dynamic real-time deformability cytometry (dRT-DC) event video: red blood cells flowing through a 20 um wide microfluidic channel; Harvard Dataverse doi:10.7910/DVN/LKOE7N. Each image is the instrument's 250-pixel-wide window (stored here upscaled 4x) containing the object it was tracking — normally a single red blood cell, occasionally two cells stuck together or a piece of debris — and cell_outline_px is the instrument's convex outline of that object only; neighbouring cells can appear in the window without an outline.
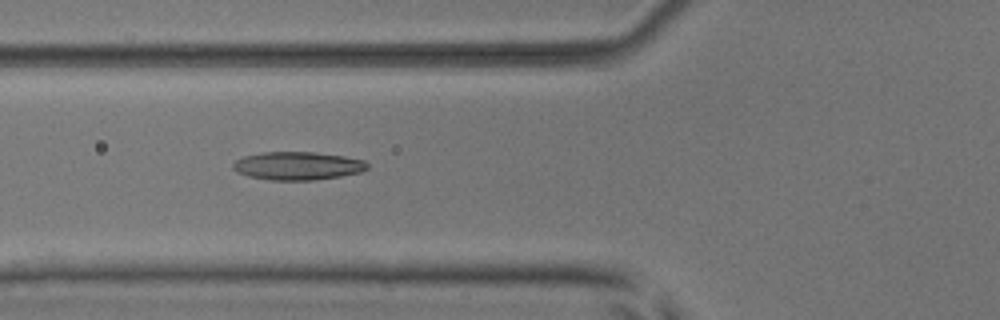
{"species": "common noctule bat (a hibernating species)", "species_latin": "Nyctalus noctula", "temperature_condition": "room temperature", "stored_images_in_passage": 7, "camera_frame_rate_fps": 3000, "um_per_image_px": 0.085, "animal": {"sex": "male", "body_mass_g": 17.9, "forearm_length_mm": 54.2}, "frame": {"image": 1, "passage_image": 5, "time_ms": 4.667, "image_size_px": [1000, 320], "cell_outline_px": [[368, 168], [360, 172], [340, 176], [312, 180], [272, 180], [248, 176], [236, 172], [232, 168], [232, 164], [236, 160], [244, 156], [260, 152], [312, 152], [344, 156], [364, 160], [368, 164]], "centroid_in_image_um": [25.27, 14.09], "position_along_channel_um": 100.5, "area_um2": 22.02}}
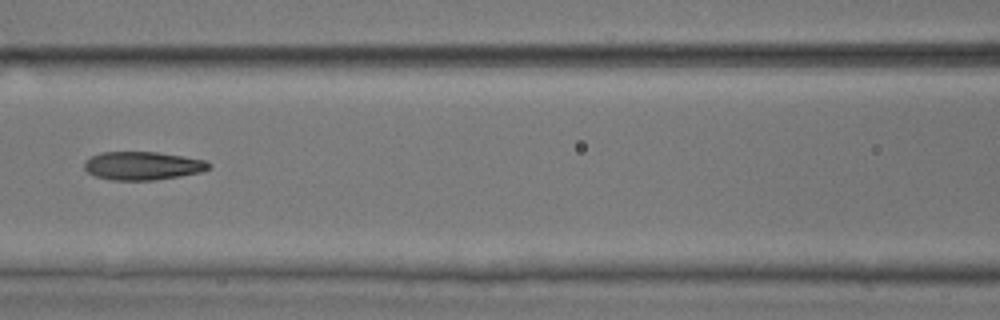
{"frame": {"image": 2, "passage_image": 6, "time_ms": 6.0, "image_size_px": [1000, 320], "cell_outline_px": [[212, 168], [200, 172], [180, 176], [156, 180], [112, 180], [96, 176], [88, 172], [84, 168], [84, 160], [100, 152], [156, 152], [184, 156], [204, 160], [212, 164]], "centroid_in_image_um": [12.14, 14.09], "position_along_channel_um": 154.5, "area_um2": 20.63}}
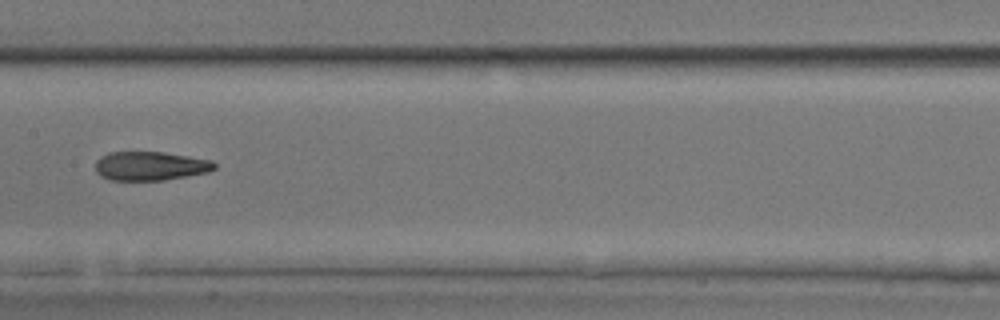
{"frame": {"image": 3, "passage_image": 7, "time_ms": 7.0, "image_size_px": [1000, 320], "cell_outline_px": [[216, 168], [208, 172], [164, 180], [108, 180], [100, 176], [96, 172], [96, 160], [100, 156], [108, 152], [164, 152], [212, 160], [216, 164]], "centroid_in_image_um": [12.76, 14.1], "position_along_channel_um": 194.6, "area_um2": 20.17}}